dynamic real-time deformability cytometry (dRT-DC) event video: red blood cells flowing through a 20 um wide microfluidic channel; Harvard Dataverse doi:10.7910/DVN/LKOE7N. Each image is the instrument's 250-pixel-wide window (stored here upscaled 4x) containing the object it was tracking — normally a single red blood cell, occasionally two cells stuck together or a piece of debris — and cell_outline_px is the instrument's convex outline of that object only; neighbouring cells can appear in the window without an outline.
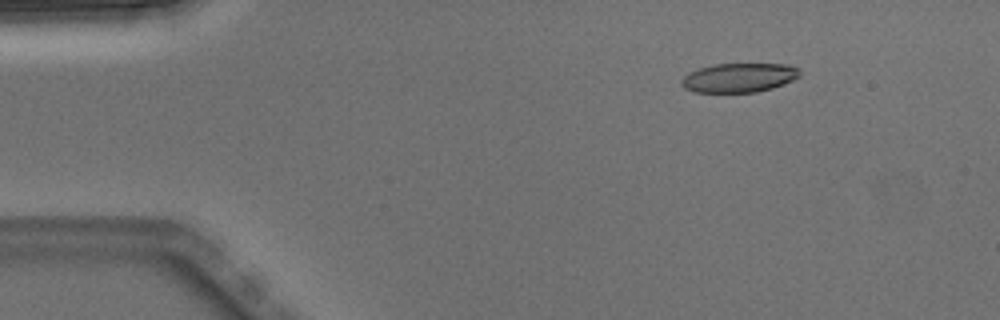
{"species": "Egyptian fruit bat (a non-hibernating species)", "species_latin": "Rousettus aegyptiacus", "temperature_condition": "warm", "stored_images_in_passage": 4, "camera_frame_rate_fps": 3000, "um_per_image_px": 0.085, "animal": {"sex": "male"}, "frame": {"image": 1, "passage_image": 2, "time_ms": 0.333, "image_size_px": [1000, 320], "cell_outline_px": [[800, 76], [784, 84], [772, 88], [756, 92], [692, 92], [684, 88], [680, 84], [680, 80], [688, 72], [700, 68], [716, 64], [788, 64], [796, 68], [800, 72]], "centroid_in_image_um": [62.78, 6.61], "position_along_channel_um": 22.2, "area_um2": 20.11}}